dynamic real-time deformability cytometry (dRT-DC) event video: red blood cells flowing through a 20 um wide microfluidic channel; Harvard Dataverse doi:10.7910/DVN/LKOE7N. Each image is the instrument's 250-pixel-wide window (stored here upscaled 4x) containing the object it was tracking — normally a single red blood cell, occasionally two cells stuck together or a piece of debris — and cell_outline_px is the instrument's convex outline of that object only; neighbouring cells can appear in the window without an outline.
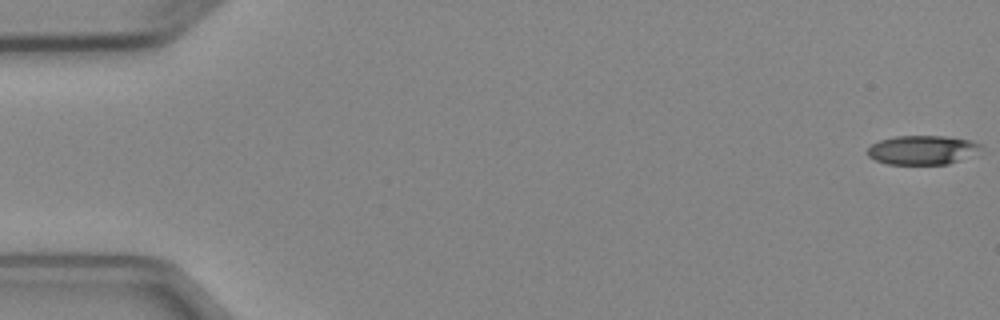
{"species": "Egyptian fruit bat (a non-hibernating species)", "species_latin": "Rousettus aegyptiacus", "temperature_condition": "cold", "stored_images_in_passage": 4, "camera_frame_rate_fps": 3000, "um_per_image_px": 0.085, "animal": {"sex": "female"}, "frame": {"image": 1, "passage_image": 1, "time_ms": 0.0, "image_size_px": [1000, 320], "cell_outline_px": [[980, 148], [948, 164], [888, 164], [876, 160], [868, 156], [868, 148], [872, 144], [880, 140], [896, 136], [944, 136], [972, 140], [980, 144]], "centroid_in_image_um": [78.31, 12.73], "position_along_channel_um": 6.7, "area_um2": 18.67}}
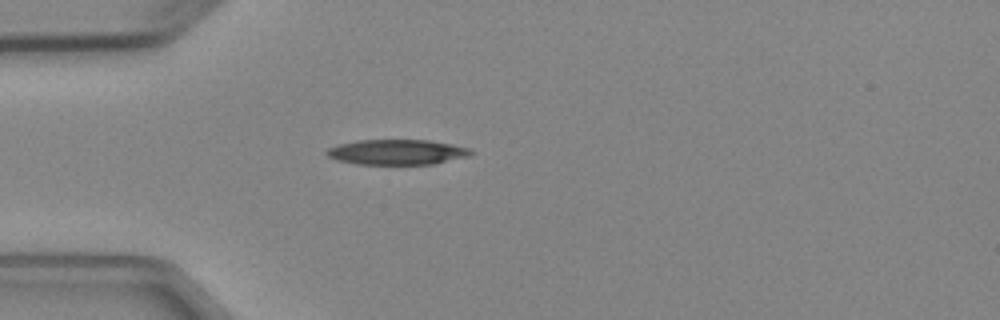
{"frame": {"image": 2, "passage_image": 4, "time_ms": 4.667, "image_size_px": [1000, 320], "cell_outline_px": [[472, 152], [468, 156], [432, 164], [356, 164], [336, 160], [328, 156], [324, 152], [328, 148], [340, 144], [356, 140], [428, 140], [452, 144], [468, 148]], "centroid_in_image_um": [33.69, 12.92], "position_along_channel_um": 51.3, "area_um2": 21.04}}